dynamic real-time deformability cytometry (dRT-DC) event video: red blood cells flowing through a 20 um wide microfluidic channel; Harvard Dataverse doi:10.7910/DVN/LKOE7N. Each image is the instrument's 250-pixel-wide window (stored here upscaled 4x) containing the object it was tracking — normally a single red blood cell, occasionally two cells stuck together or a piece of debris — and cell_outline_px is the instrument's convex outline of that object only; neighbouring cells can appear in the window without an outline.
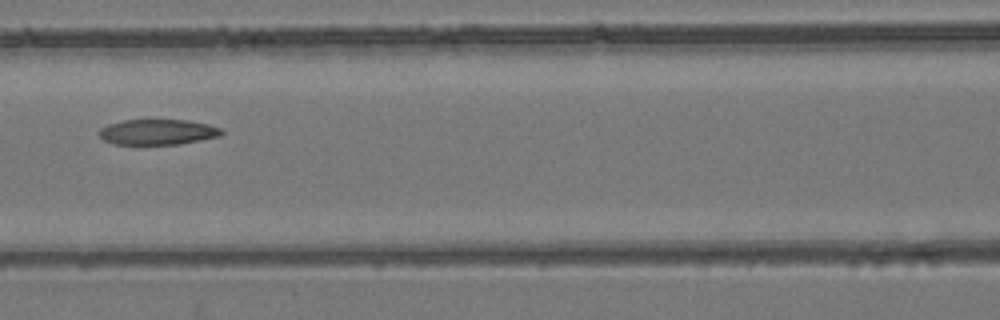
{"species": "common noctule bat (a hibernating species)", "species_latin": "Nyctalus noctula", "temperature_condition": "room temperature", "stored_images_in_passage": 6, "camera_frame_rate_fps": 3000, "um_per_image_px": 0.085, "animal": {"sex": "female", "body_mass_g": 24.6, "forearm_length_mm": 56.2}, "frame": {"image": 1, "passage_image": 6, "time_ms": 1.667, "image_size_px": [1000, 320], "cell_outline_px": [[224, 136], [180, 144], [112, 144], [104, 140], [96, 132], [100, 128], [108, 124], [120, 120], [188, 120], [208, 124], [220, 128], [224, 132]], "centroid_in_image_um": [13.41, 11.22], "position_along_channel_um": 153.2, "area_um2": 18.44}}